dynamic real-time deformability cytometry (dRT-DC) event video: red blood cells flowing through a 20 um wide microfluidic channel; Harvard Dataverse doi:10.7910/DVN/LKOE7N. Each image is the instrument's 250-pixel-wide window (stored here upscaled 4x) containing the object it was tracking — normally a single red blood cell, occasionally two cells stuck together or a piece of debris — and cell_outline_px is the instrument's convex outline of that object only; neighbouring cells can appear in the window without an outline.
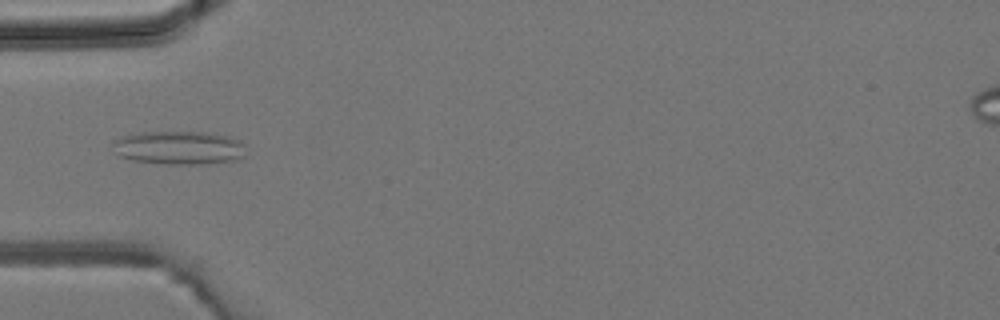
{"species": "common noctule bat (a hibernating species)", "species_latin": "Nyctalus noctula", "temperature_condition": "room temperature", "stored_images_in_passage": 44, "camera_frame_rate_fps": 3000, "um_per_image_px": 0.085, "animal": {"sex": "male", "body_mass_g": 19.2, "forearm_length_mm": 51.8}, "frame": {"image": 1, "passage_image": 14, "time_ms": 4.333, "image_size_px": [1000, 320], "cell_outline_px": [[244, 156], [240, 160], [200, 164], [168, 164], [132, 160], [120, 156], [112, 144], [112, 140], [120, 136], [140, 132], [204, 132], [228, 136], [240, 140]], "centroid_in_image_um": [15.19, 12.55], "position_along_channel_um": 69.8, "area_um2": 25.95}}
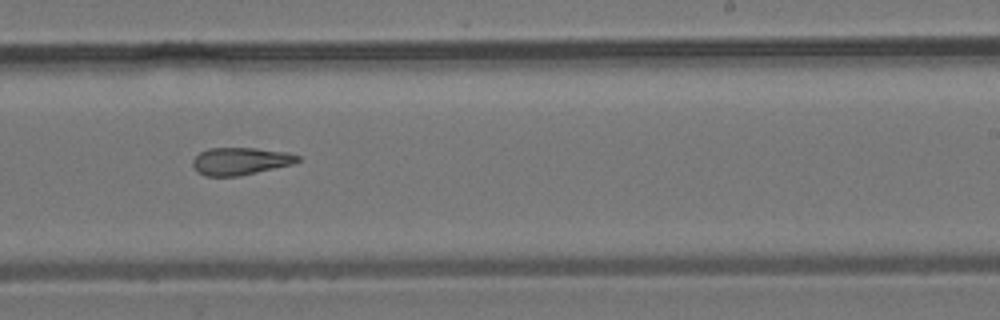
{"frame": {"image": 2, "passage_image": 27, "time_ms": 8.667, "image_size_px": [1000, 320], "cell_outline_px": [[300, 160], [292, 164], [240, 176], [204, 176], [196, 172], [192, 164], [192, 160], [200, 152], [208, 148], [256, 148], [288, 152], [300, 156]], "centroid_in_image_um": [20.41, 13.7], "position_along_channel_um": 268.6, "area_um2": 16.88}}
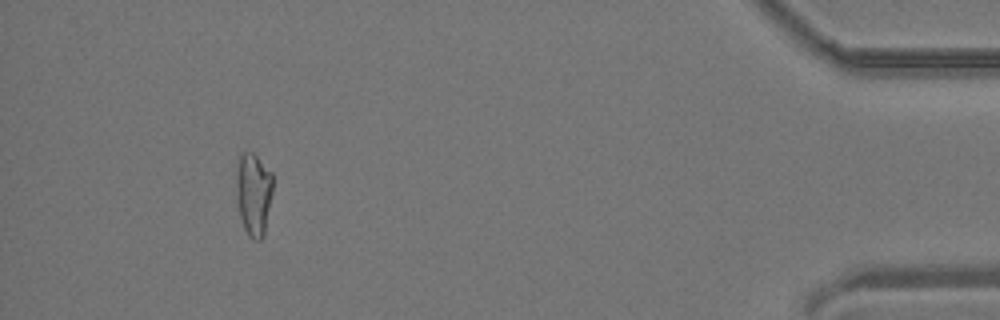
{"frame": {"image": 3, "passage_image": 41, "time_ms": 13.333, "image_size_px": [1000, 320], "cell_outline_px": [[272, 192], [264, 236], [260, 240], [256, 240], [248, 236], [244, 228], [240, 216], [236, 184], [236, 176], [240, 152], [252, 152], [272, 172]], "centroid_in_image_um": [21.56, 16.48], "position_along_channel_um": 413.6, "area_um2": 17.51}}